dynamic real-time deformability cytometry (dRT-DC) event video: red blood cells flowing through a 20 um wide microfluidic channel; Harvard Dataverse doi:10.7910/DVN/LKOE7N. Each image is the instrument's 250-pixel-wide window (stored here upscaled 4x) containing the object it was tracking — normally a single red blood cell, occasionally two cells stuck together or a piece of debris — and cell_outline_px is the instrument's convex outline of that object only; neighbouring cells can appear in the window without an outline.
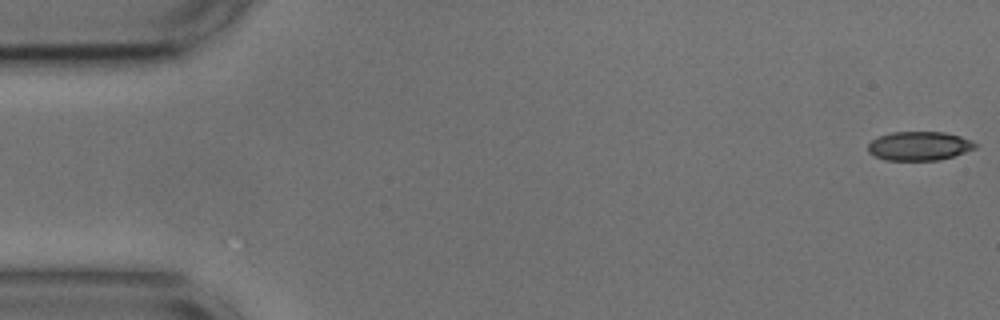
{"species": "common noctule bat (a hibernating species)", "species_latin": "Nyctalus noctula", "temperature_condition": "cold", "stored_images_in_passage": 54, "camera_frame_rate_fps": 3000, "um_per_image_px": 0.085, "animal": {"sex": "male", "body_mass_g": 17.9, "forearm_length_mm": 54.2}, "frame": {"image": 1, "passage_image": 1, "time_ms": 0.0, "image_size_px": [1000, 320], "cell_outline_px": [[980, 144], [976, 148], [940, 160], [884, 160], [868, 152], [868, 144], [872, 140], [880, 136], [892, 132], [944, 132], [960, 136], [972, 140]], "centroid_in_image_um": [78.16, 12.4], "position_along_channel_um": 6.8, "area_um2": 18.09}}
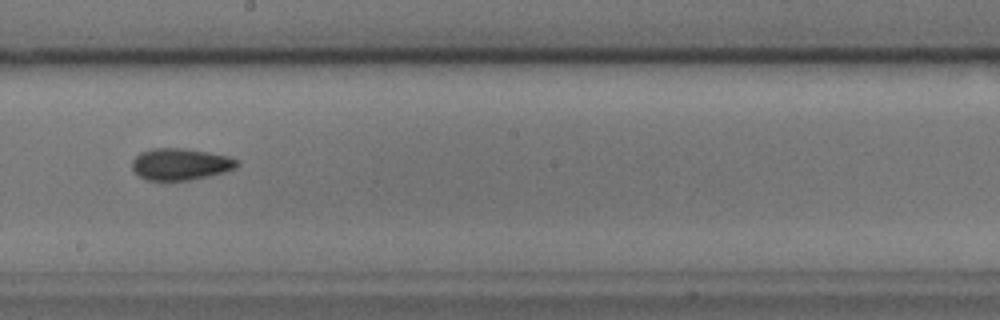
{"frame": {"image": 2, "passage_image": 30, "time_ms": 9.667, "image_size_px": [1000, 320], "cell_outline_px": [[240, 164], [236, 168], [224, 172], [208, 176], [188, 180], [148, 180], [140, 176], [132, 168], [132, 160], [140, 152], [152, 148], [184, 148], [208, 152], [228, 156], [240, 160]], "centroid_in_image_um": [15.36, 13.94], "position_along_channel_um": 232.8, "area_um2": 19.42}}
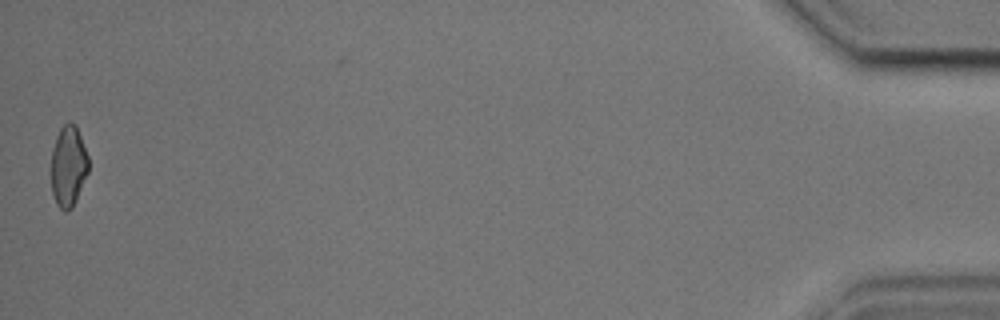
{"frame": {"image": 3, "passage_image": 54, "time_ms": 17.667, "image_size_px": [1000, 320], "cell_outline_px": [[88, 172], [76, 200], [72, 208], [68, 212], [64, 212], [56, 204], [52, 192], [52, 148], [56, 136], [60, 128], [68, 120], [72, 120], [76, 124], [88, 156]], "centroid_in_image_um": [5.81, 14.1], "position_along_channel_um": 429.4, "area_um2": 17.74}, "authors_computed_cell_mechanics": {"area_um2": 18.785, "velocity_mm_per_s": 3.6564, "shape_relaxation_time_tau1_ms": 6.8693, "shape_relaxation_time_tau2_ms": 4.9744, "deformation_change_tau1": 0.1329, "deformation_change_tau2": 0.1083}}